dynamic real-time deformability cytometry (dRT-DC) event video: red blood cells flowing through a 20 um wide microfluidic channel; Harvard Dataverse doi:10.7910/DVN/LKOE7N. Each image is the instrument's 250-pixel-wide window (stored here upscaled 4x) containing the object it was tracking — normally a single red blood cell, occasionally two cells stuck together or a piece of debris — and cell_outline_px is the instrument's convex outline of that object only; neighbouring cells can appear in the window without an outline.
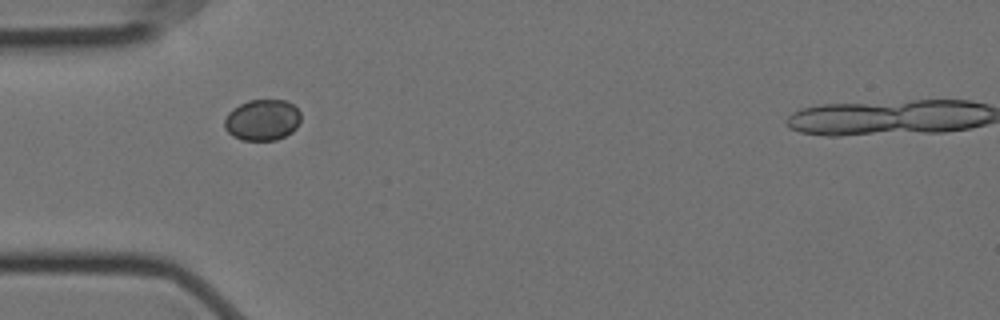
{"species": "Egyptian fruit bat (a non-hibernating species)", "species_latin": "Rousettus aegyptiacus", "temperature_condition": "cold", "stored_images_in_passage": 1, "camera_frame_rate_fps": 3000, "um_per_image_px": 0.085, "animal": {"sex": "female"}, "frame": {"image": 1, "passage_image": 1, "time_ms": 0.0, "image_size_px": [1000, 320], "cell_outline_px": [[300, 120], [296, 128], [292, 132], [276, 140], [244, 140], [232, 136], [224, 128], [224, 120], [228, 112], [232, 108], [248, 100], [288, 100], [300, 112]], "centroid_in_image_um": [22.28, 10.19], "position_along_channel_um": 62.7, "area_um2": 18.38}}